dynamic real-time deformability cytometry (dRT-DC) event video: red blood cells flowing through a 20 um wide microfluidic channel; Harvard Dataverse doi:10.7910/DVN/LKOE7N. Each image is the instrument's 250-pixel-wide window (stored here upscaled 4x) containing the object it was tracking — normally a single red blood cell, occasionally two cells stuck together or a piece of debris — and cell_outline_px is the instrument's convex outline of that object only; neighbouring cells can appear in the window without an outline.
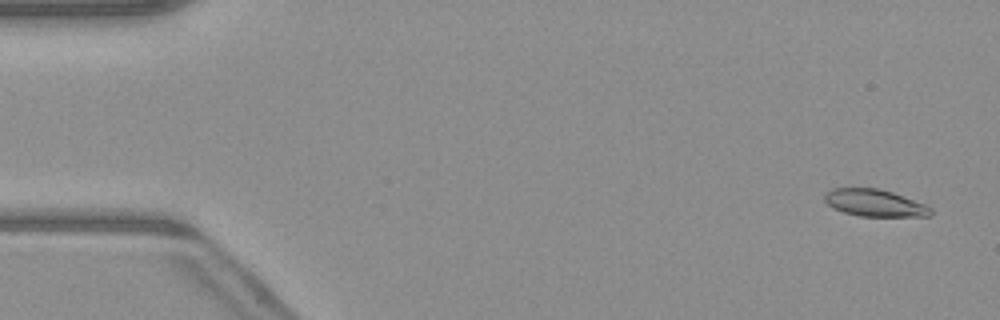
{"species": "common noctule bat (a hibernating species)", "species_latin": "Nyctalus noctula", "temperature_condition": "warm", "stored_images_in_passage": 51, "camera_frame_rate_fps": 3000, "um_per_image_px": 0.085, "animal": {"sex": "male", "body_mass_g": 23.1, "forearm_length_mm": 52.7}, "frame": {"image": 1, "passage_image": 3, "time_ms": 0.667, "image_size_px": [1000, 320], "cell_outline_px": [[932, 216], [860, 216], [844, 212], [828, 204], [824, 200], [824, 192], [832, 188], [876, 188], [892, 192], [924, 204], [932, 208]], "centroid_in_image_um": [74.34, 17.24], "position_along_channel_um": 10.7, "area_um2": 16.59}}
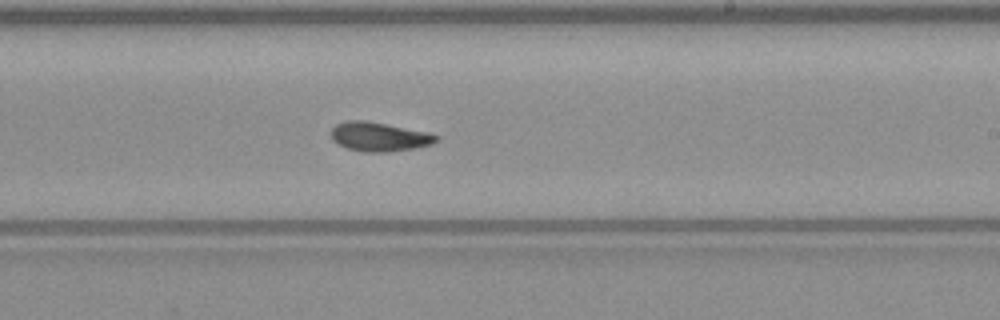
{"frame": {"image": 2, "passage_image": 31, "time_ms": 10.0, "image_size_px": [1000, 320], "cell_outline_px": [[440, 140], [432, 144], [416, 148], [388, 152], [364, 152], [348, 148], [332, 140], [328, 132], [336, 124], [348, 120], [364, 120], [428, 132], [440, 136]], "centroid_in_image_um": [32.24, 11.62], "position_along_channel_um": 256.8, "area_um2": 17.98}}
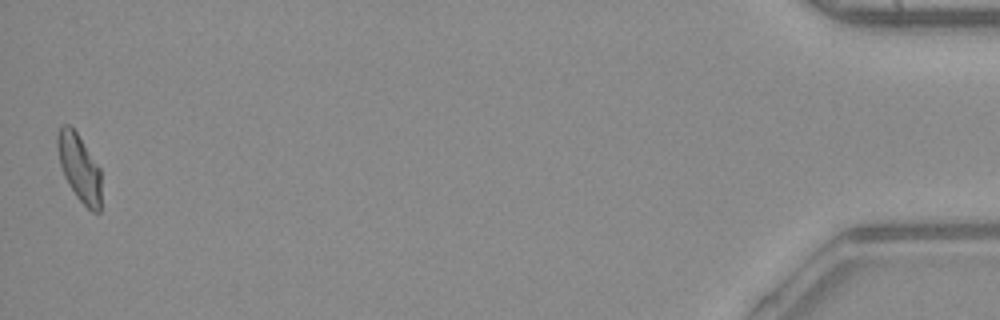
{"frame": {"image": 3, "passage_image": 51, "time_ms": 16.667, "image_size_px": [1000, 320], "cell_outline_px": [[100, 212], [92, 212], [76, 196], [68, 184], [64, 176], [60, 164], [56, 144], [56, 136], [60, 124], [68, 124], [76, 132], [100, 168]], "centroid_in_image_um": [6.71, 14.24], "position_along_channel_um": 428.5, "area_um2": 17.05}, "authors_computed_cell_mechanics": {"area_um2": 17.3978, "velocity_mm_per_s": 4.0858, "shape_relaxation_time_tau1_ms": 7.1498, "shape_relaxation_time_tau2_ms": 1.5972, "deformation_change_tau1": 0.2002, "deformation_change_tau2": 0.0666}}